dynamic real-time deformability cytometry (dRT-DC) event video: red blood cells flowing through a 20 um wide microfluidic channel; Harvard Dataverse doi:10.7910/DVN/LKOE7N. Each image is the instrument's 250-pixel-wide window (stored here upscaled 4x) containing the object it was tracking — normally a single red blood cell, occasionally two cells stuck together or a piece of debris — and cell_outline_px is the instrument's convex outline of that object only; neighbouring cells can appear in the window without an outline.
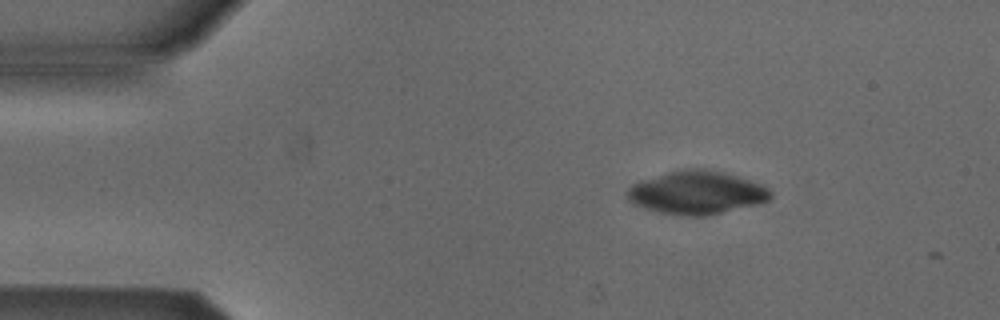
{"species": "Egyptian fruit bat (a non-hibernating species)", "species_latin": "Rousettus aegyptiacus", "temperature_condition": "cold", "stored_images_in_passage": 2, "camera_frame_rate_fps": 3000, "um_per_image_px": 0.085, "animal": {"sex": "male"}, "frame": {"image": 1, "passage_image": 1, "time_ms": 0.0, "image_size_px": [1000, 320], "cell_outline_px": [[772, 196], [768, 200], [756, 204], [704, 216], [684, 216], [660, 212], [644, 208], [628, 200], [628, 188], [632, 184], [640, 180], [680, 168], [704, 168], [724, 172], [740, 176], [764, 184], [772, 192]], "centroid_in_image_um": [59.24, 16.34], "position_along_channel_um": 25.8, "area_um2": 36.24}}